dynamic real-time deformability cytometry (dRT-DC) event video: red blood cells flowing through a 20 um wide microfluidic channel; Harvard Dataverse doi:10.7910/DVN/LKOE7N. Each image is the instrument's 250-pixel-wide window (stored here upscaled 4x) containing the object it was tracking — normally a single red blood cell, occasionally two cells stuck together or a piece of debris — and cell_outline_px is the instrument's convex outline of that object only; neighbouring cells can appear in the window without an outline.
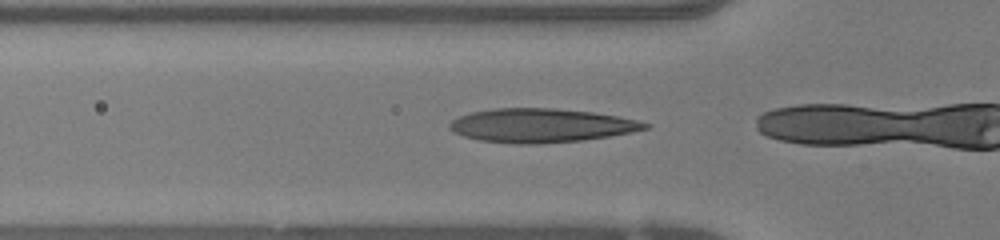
{"species": "human", "species_latin": "Homo sapiens", "temperature_condition": "warm", "stored_images_in_passage": 15, "camera_frame_rate_fps": 3000, "um_per_image_px": 0.085, "donor": {"sex": "female"}, "frame": {"image": 1, "passage_image": 11, "time_ms": 3.333, "image_size_px": [1000, 240], "cell_outline_px": [[652, 124], [648, 128], [632, 132], [608, 136], [580, 140], [536, 144], [516, 144], [480, 140], [464, 136], [452, 132], [448, 128], [448, 124], [452, 120], [460, 116], [472, 112], [496, 108], [552, 108], [592, 112], [616, 116], [636, 120]], "centroid_in_image_um": [45.96, 10.66], "position_along_channel_um": 79.8, "area_um2": 38.32}}
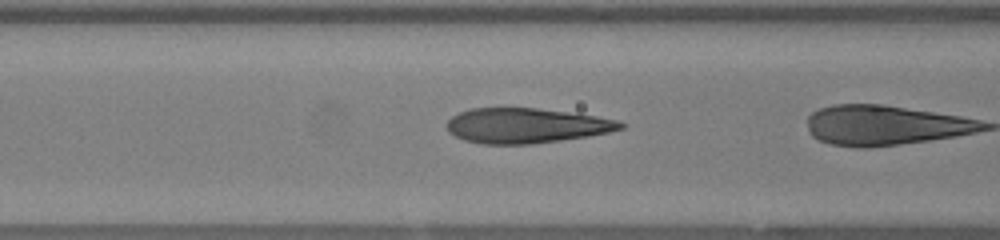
{"frame": {"image": 2, "passage_image": 14, "time_ms": 4.333, "image_size_px": [1000, 240], "cell_outline_px": [[628, 124], [624, 128], [608, 132], [588, 136], [532, 144], [484, 144], [464, 140], [448, 132], [448, 120], [452, 116], [460, 112], [472, 108], [536, 108], [596, 116], [616, 120]], "centroid_in_image_um": [44.73, 10.68], "position_along_channel_um": 121.9, "area_um2": 35.2}}